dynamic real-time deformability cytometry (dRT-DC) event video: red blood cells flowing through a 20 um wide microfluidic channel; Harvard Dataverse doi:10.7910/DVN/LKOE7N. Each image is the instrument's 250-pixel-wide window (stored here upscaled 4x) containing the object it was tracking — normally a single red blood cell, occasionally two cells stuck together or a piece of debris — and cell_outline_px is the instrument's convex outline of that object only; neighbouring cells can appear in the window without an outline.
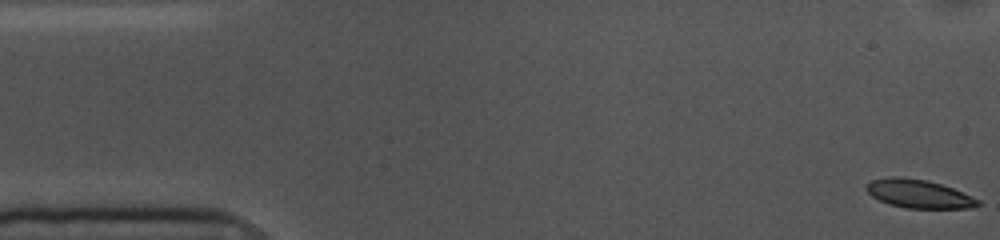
{"species": "common noctule bat (a hibernating species)", "species_latin": "Nyctalus noctula", "temperature_condition": "cold", "stored_images_in_passage": 55, "camera_frame_rate_fps": 3000, "um_per_image_px": 0.085, "animal": {"sex": "female", "body_mass_g": 10.0, "forearm_length_mm": 53.1}, "frame": {"image": 1, "passage_image": 1, "time_ms": 0.0, "image_size_px": [1000, 240], "cell_outline_px": [[980, 204], [972, 208], [904, 208], [880, 200], [872, 196], [864, 188], [864, 184], [872, 180], [888, 176], [896, 176], [928, 180], [952, 188], [980, 200]], "centroid_in_image_um": [78.06, 16.46], "position_along_channel_um": 6.9, "area_um2": 18.44}}
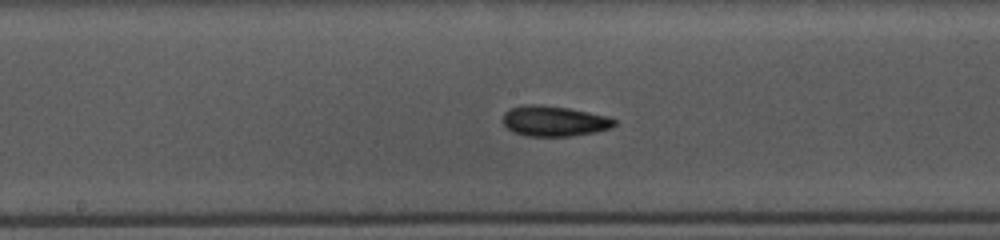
{"frame": {"image": 2, "passage_image": 27, "time_ms": 8.667, "image_size_px": [1000, 240], "cell_outline_px": [[616, 124], [612, 128], [596, 132], [568, 136], [528, 136], [516, 132], [508, 128], [504, 124], [504, 112], [512, 108], [524, 104], [540, 104], [568, 108], [608, 116], [616, 120]], "centroid_in_image_um": [47.14, 10.28], "position_along_channel_um": 201.1, "area_um2": 19.65}}
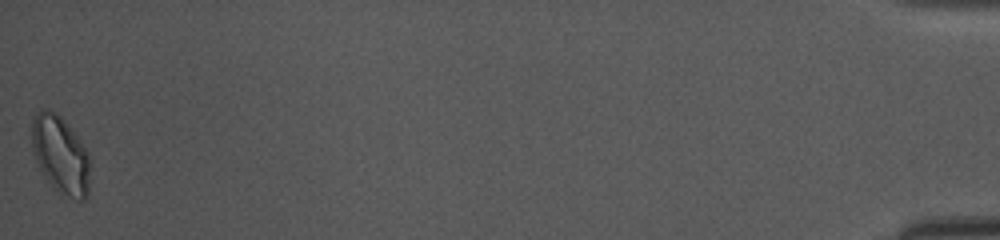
{"frame": {"image": 3, "passage_image": 55, "time_ms": 18.0, "image_size_px": [1000, 240], "cell_outline_px": [[88, 196], [84, 200], [80, 200], [60, 196], [52, 188], [44, 176], [32, 152], [32, 120], [40, 108], [48, 108], [56, 112], [64, 120], [80, 140], [88, 152]], "centroid_in_image_um": [5.12, 13.18], "position_along_channel_um": 430.1, "area_um2": 26.59}, "authors_computed_cell_mechanics": {"area_um2": 19.074, "velocity_mm_per_s": 3.5696, "shape_relaxation_time_tau1_ms": 3.5038, "shape_relaxation_time_tau2_ms": 3.7702, "deformation_change_tau1": 0.12, "deformation_change_tau2": 0.085}}